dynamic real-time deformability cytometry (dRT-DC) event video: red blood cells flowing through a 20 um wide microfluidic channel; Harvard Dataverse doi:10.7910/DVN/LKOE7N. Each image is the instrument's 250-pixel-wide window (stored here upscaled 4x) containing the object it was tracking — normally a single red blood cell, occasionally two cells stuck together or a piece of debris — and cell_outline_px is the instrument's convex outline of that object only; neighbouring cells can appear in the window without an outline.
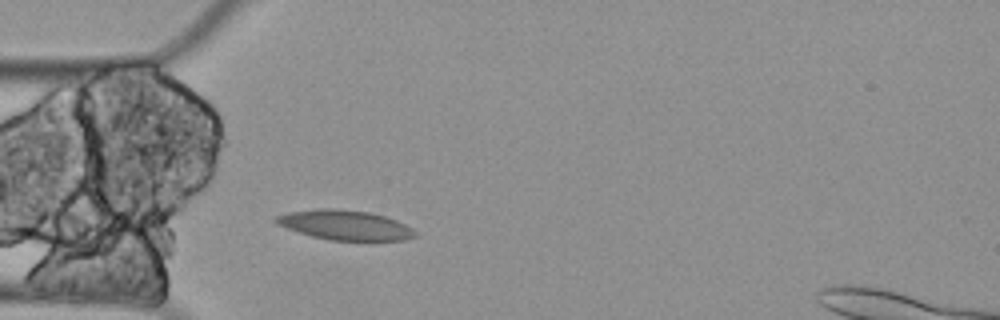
{"species": "Egyptian fruit bat (a non-hibernating species)", "species_latin": "Rousettus aegyptiacus", "temperature_condition": "cold", "stored_images_in_passage": 2, "camera_frame_rate_fps": 3000, "um_per_image_px": 0.085, "animal": {"sex": "female"}, "frame": {"image": 1, "passage_image": 2, "time_ms": 0.333, "image_size_px": [1000, 320], "cell_outline_px": [[420, 236], [404, 240], [328, 240], [312, 236], [276, 224], [272, 220], [276, 216], [288, 212], [320, 208], [336, 208], [368, 212], [384, 216], [396, 220], [412, 228]], "centroid_in_image_um": [29.33, 19.13], "position_along_channel_um": 55.7, "area_um2": 24.1}}